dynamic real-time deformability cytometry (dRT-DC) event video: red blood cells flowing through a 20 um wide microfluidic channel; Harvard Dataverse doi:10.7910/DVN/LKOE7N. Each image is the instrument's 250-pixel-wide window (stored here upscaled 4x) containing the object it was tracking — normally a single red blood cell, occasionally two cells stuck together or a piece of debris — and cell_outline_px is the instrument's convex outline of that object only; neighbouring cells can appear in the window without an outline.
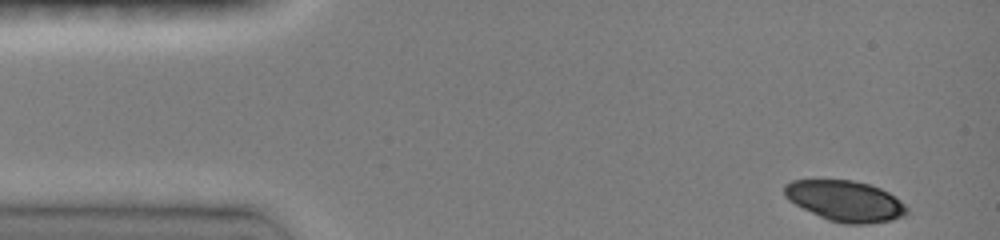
{"species": "common noctule bat (a hibernating species)", "species_latin": "Nyctalus noctula", "temperature_condition": "room temperature", "stored_images_in_passage": 20, "camera_frame_rate_fps": 3000, "um_per_image_px": 0.085, "animal": {"sex": "female", "body_mass_g": 19.0, "forearm_length_mm": 51.5}, "frame": {"image": 1, "passage_image": 1, "time_ms": 0.0, "image_size_px": [1000, 240], "cell_outline_px": [[908, 212], [904, 216], [892, 220], [864, 224], [844, 224], [828, 220], [788, 200], [784, 196], [784, 184], [792, 180], [852, 180], [868, 184], [880, 188], [896, 196], [908, 208]], "centroid_in_image_um": [71.86, 17.08], "position_along_channel_um": 13.1, "area_um2": 29.02}}